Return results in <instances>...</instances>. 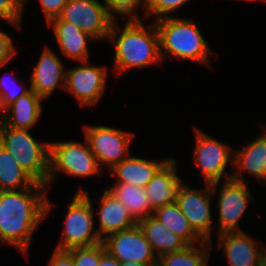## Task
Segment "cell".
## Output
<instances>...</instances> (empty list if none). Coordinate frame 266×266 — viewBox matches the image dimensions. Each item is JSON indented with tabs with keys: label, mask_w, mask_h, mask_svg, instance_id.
I'll return each instance as SVG.
<instances>
[{
	"label": "cell",
	"mask_w": 266,
	"mask_h": 266,
	"mask_svg": "<svg viewBox=\"0 0 266 266\" xmlns=\"http://www.w3.org/2000/svg\"><path fill=\"white\" fill-rule=\"evenodd\" d=\"M154 23L159 35L162 61L172 56L177 60L198 62L211 68L209 54L213 53V50L208 47L200 29L192 19L171 16L156 20Z\"/></svg>",
	"instance_id": "3957f363"
},
{
	"label": "cell",
	"mask_w": 266,
	"mask_h": 266,
	"mask_svg": "<svg viewBox=\"0 0 266 266\" xmlns=\"http://www.w3.org/2000/svg\"><path fill=\"white\" fill-rule=\"evenodd\" d=\"M104 244L89 247H75L67 250L73 258L74 266H99L100 256L105 251Z\"/></svg>",
	"instance_id": "f1b7e54d"
},
{
	"label": "cell",
	"mask_w": 266,
	"mask_h": 266,
	"mask_svg": "<svg viewBox=\"0 0 266 266\" xmlns=\"http://www.w3.org/2000/svg\"><path fill=\"white\" fill-rule=\"evenodd\" d=\"M27 0H0V20L20 30Z\"/></svg>",
	"instance_id": "f546056e"
},
{
	"label": "cell",
	"mask_w": 266,
	"mask_h": 266,
	"mask_svg": "<svg viewBox=\"0 0 266 266\" xmlns=\"http://www.w3.org/2000/svg\"><path fill=\"white\" fill-rule=\"evenodd\" d=\"M102 243L106 251L118 259L119 262L158 264V257L138 223L129 229L108 235L102 240Z\"/></svg>",
	"instance_id": "4fadbf2b"
},
{
	"label": "cell",
	"mask_w": 266,
	"mask_h": 266,
	"mask_svg": "<svg viewBox=\"0 0 266 266\" xmlns=\"http://www.w3.org/2000/svg\"><path fill=\"white\" fill-rule=\"evenodd\" d=\"M246 1H266V0H246Z\"/></svg>",
	"instance_id": "74e56055"
},
{
	"label": "cell",
	"mask_w": 266,
	"mask_h": 266,
	"mask_svg": "<svg viewBox=\"0 0 266 266\" xmlns=\"http://www.w3.org/2000/svg\"><path fill=\"white\" fill-rule=\"evenodd\" d=\"M64 66L59 56L45 46L28 80L31 90L43 99L50 98L58 87L64 90L67 69Z\"/></svg>",
	"instance_id": "9a60e30c"
},
{
	"label": "cell",
	"mask_w": 266,
	"mask_h": 266,
	"mask_svg": "<svg viewBox=\"0 0 266 266\" xmlns=\"http://www.w3.org/2000/svg\"><path fill=\"white\" fill-rule=\"evenodd\" d=\"M47 266H74L72 255L67 250L54 249Z\"/></svg>",
	"instance_id": "836d02e7"
},
{
	"label": "cell",
	"mask_w": 266,
	"mask_h": 266,
	"mask_svg": "<svg viewBox=\"0 0 266 266\" xmlns=\"http://www.w3.org/2000/svg\"><path fill=\"white\" fill-rule=\"evenodd\" d=\"M212 245L213 243L206 241L199 244V247L188 245L180 251L160 256L158 264L160 266H208L209 249H212Z\"/></svg>",
	"instance_id": "484cf974"
},
{
	"label": "cell",
	"mask_w": 266,
	"mask_h": 266,
	"mask_svg": "<svg viewBox=\"0 0 266 266\" xmlns=\"http://www.w3.org/2000/svg\"><path fill=\"white\" fill-rule=\"evenodd\" d=\"M217 250L222 253L229 266H264L266 246L252 238L246 231L224 232L217 235Z\"/></svg>",
	"instance_id": "5bb4252c"
},
{
	"label": "cell",
	"mask_w": 266,
	"mask_h": 266,
	"mask_svg": "<svg viewBox=\"0 0 266 266\" xmlns=\"http://www.w3.org/2000/svg\"><path fill=\"white\" fill-rule=\"evenodd\" d=\"M29 131L6 126L0 121V144L36 183L48 188L50 142L37 141Z\"/></svg>",
	"instance_id": "277c9868"
},
{
	"label": "cell",
	"mask_w": 266,
	"mask_h": 266,
	"mask_svg": "<svg viewBox=\"0 0 266 266\" xmlns=\"http://www.w3.org/2000/svg\"><path fill=\"white\" fill-rule=\"evenodd\" d=\"M262 133L251 142L242 145L241 149L234 150L233 168L231 179L247 183L244 177L247 173L261 180L266 165V125Z\"/></svg>",
	"instance_id": "2e32d148"
},
{
	"label": "cell",
	"mask_w": 266,
	"mask_h": 266,
	"mask_svg": "<svg viewBox=\"0 0 266 266\" xmlns=\"http://www.w3.org/2000/svg\"><path fill=\"white\" fill-rule=\"evenodd\" d=\"M190 0H148L146 18L153 16L154 21L171 17L175 12Z\"/></svg>",
	"instance_id": "4dcf8cb0"
},
{
	"label": "cell",
	"mask_w": 266,
	"mask_h": 266,
	"mask_svg": "<svg viewBox=\"0 0 266 266\" xmlns=\"http://www.w3.org/2000/svg\"><path fill=\"white\" fill-rule=\"evenodd\" d=\"M176 165V159L171 158L145 186L153 211L176 201L178 188L183 181L177 174Z\"/></svg>",
	"instance_id": "ffe728a7"
},
{
	"label": "cell",
	"mask_w": 266,
	"mask_h": 266,
	"mask_svg": "<svg viewBox=\"0 0 266 266\" xmlns=\"http://www.w3.org/2000/svg\"><path fill=\"white\" fill-rule=\"evenodd\" d=\"M141 20L130 19L123 26L115 20L112 24L107 40L115 46L113 71L117 77L131 68L162 63L156 25L145 26Z\"/></svg>",
	"instance_id": "7a4b0ae2"
},
{
	"label": "cell",
	"mask_w": 266,
	"mask_h": 266,
	"mask_svg": "<svg viewBox=\"0 0 266 266\" xmlns=\"http://www.w3.org/2000/svg\"><path fill=\"white\" fill-rule=\"evenodd\" d=\"M16 53L12 37L0 29V68L7 65Z\"/></svg>",
	"instance_id": "1f68e13d"
},
{
	"label": "cell",
	"mask_w": 266,
	"mask_h": 266,
	"mask_svg": "<svg viewBox=\"0 0 266 266\" xmlns=\"http://www.w3.org/2000/svg\"><path fill=\"white\" fill-rule=\"evenodd\" d=\"M221 183L220 190L217 193L218 234L244 231L239 226V221L246 212L247 205L254 200L248 182L229 179Z\"/></svg>",
	"instance_id": "7c38bea8"
},
{
	"label": "cell",
	"mask_w": 266,
	"mask_h": 266,
	"mask_svg": "<svg viewBox=\"0 0 266 266\" xmlns=\"http://www.w3.org/2000/svg\"><path fill=\"white\" fill-rule=\"evenodd\" d=\"M152 215L188 245H197L205 242L194 231L176 202L155 209Z\"/></svg>",
	"instance_id": "cb8c5ba5"
},
{
	"label": "cell",
	"mask_w": 266,
	"mask_h": 266,
	"mask_svg": "<svg viewBox=\"0 0 266 266\" xmlns=\"http://www.w3.org/2000/svg\"><path fill=\"white\" fill-rule=\"evenodd\" d=\"M220 182L205 183L201 189L192 188L182 183L177 191L176 203L187 218L194 231L206 242L212 244L213 216L212 197L217 192Z\"/></svg>",
	"instance_id": "ba28073f"
},
{
	"label": "cell",
	"mask_w": 266,
	"mask_h": 266,
	"mask_svg": "<svg viewBox=\"0 0 266 266\" xmlns=\"http://www.w3.org/2000/svg\"><path fill=\"white\" fill-rule=\"evenodd\" d=\"M107 190L126 206L130 215L137 223L153 214L145 188L116 182L115 185L107 188Z\"/></svg>",
	"instance_id": "603a6c76"
},
{
	"label": "cell",
	"mask_w": 266,
	"mask_h": 266,
	"mask_svg": "<svg viewBox=\"0 0 266 266\" xmlns=\"http://www.w3.org/2000/svg\"><path fill=\"white\" fill-rule=\"evenodd\" d=\"M79 64L66 69L64 90L72 94L80 106H93L105 94L107 67L95 66L88 61Z\"/></svg>",
	"instance_id": "8fae6325"
},
{
	"label": "cell",
	"mask_w": 266,
	"mask_h": 266,
	"mask_svg": "<svg viewBox=\"0 0 266 266\" xmlns=\"http://www.w3.org/2000/svg\"><path fill=\"white\" fill-rule=\"evenodd\" d=\"M59 17L98 41H107L112 24L116 20L106 4L99 0H68Z\"/></svg>",
	"instance_id": "30bf717a"
},
{
	"label": "cell",
	"mask_w": 266,
	"mask_h": 266,
	"mask_svg": "<svg viewBox=\"0 0 266 266\" xmlns=\"http://www.w3.org/2000/svg\"><path fill=\"white\" fill-rule=\"evenodd\" d=\"M47 190L35 183L18 191H0V242L12 245L26 257L34 231L53 206Z\"/></svg>",
	"instance_id": "6da1fadb"
},
{
	"label": "cell",
	"mask_w": 266,
	"mask_h": 266,
	"mask_svg": "<svg viewBox=\"0 0 266 266\" xmlns=\"http://www.w3.org/2000/svg\"><path fill=\"white\" fill-rule=\"evenodd\" d=\"M98 201L99 209L96 212L99 225L95 229L101 240L110 234L129 229L137 224L126 206L107 189L104 190L102 197Z\"/></svg>",
	"instance_id": "ac0fdd59"
},
{
	"label": "cell",
	"mask_w": 266,
	"mask_h": 266,
	"mask_svg": "<svg viewBox=\"0 0 266 266\" xmlns=\"http://www.w3.org/2000/svg\"><path fill=\"white\" fill-rule=\"evenodd\" d=\"M82 130L101 169L111 170L130 155L133 133L105 125H85Z\"/></svg>",
	"instance_id": "9c48e42d"
},
{
	"label": "cell",
	"mask_w": 266,
	"mask_h": 266,
	"mask_svg": "<svg viewBox=\"0 0 266 266\" xmlns=\"http://www.w3.org/2000/svg\"><path fill=\"white\" fill-rule=\"evenodd\" d=\"M172 157L153 160L129 155L126 159L116 164L111 169V176L117 178L119 183H127L142 188L152 180L155 174L171 159Z\"/></svg>",
	"instance_id": "44dd1931"
},
{
	"label": "cell",
	"mask_w": 266,
	"mask_h": 266,
	"mask_svg": "<svg viewBox=\"0 0 266 266\" xmlns=\"http://www.w3.org/2000/svg\"><path fill=\"white\" fill-rule=\"evenodd\" d=\"M89 193L82 187L76 191L64 219L62 237L55 249L69 250L75 247H89L101 243L95 227V212Z\"/></svg>",
	"instance_id": "5b68a950"
},
{
	"label": "cell",
	"mask_w": 266,
	"mask_h": 266,
	"mask_svg": "<svg viewBox=\"0 0 266 266\" xmlns=\"http://www.w3.org/2000/svg\"><path fill=\"white\" fill-rule=\"evenodd\" d=\"M120 266H154V265H146L129 261V262H120Z\"/></svg>",
	"instance_id": "d590c367"
},
{
	"label": "cell",
	"mask_w": 266,
	"mask_h": 266,
	"mask_svg": "<svg viewBox=\"0 0 266 266\" xmlns=\"http://www.w3.org/2000/svg\"><path fill=\"white\" fill-rule=\"evenodd\" d=\"M43 98L30 90L20 96L0 113V121L6 126L31 130L37 125L43 112Z\"/></svg>",
	"instance_id": "d6986e66"
},
{
	"label": "cell",
	"mask_w": 266,
	"mask_h": 266,
	"mask_svg": "<svg viewBox=\"0 0 266 266\" xmlns=\"http://www.w3.org/2000/svg\"><path fill=\"white\" fill-rule=\"evenodd\" d=\"M36 182L17 164L13 155L0 144V191H18Z\"/></svg>",
	"instance_id": "d4e9b609"
},
{
	"label": "cell",
	"mask_w": 266,
	"mask_h": 266,
	"mask_svg": "<svg viewBox=\"0 0 266 266\" xmlns=\"http://www.w3.org/2000/svg\"><path fill=\"white\" fill-rule=\"evenodd\" d=\"M10 76L7 75L6 77V73L0 76V112L31 90L30 86L29 88L25 85L22 87L20 81L13 79V73Z\"/></svg>",
	"instance_id": "83f0119b"
},
{
	"label": "cell",
	"mask_w": 266,
	"mask_h": 266,
	"mask_svg": "<svg viewBox=\"0 0 266 266\" xmlns=\"http://www.w3.org/2000/svg\"><path fill=\"white\" fill-rule=\"evenodd\" d=\"M108 7L110 14L118 19L116 15L130 19H140L137 14V9L143 7L144 18L147 14L148 0H103Z\"/></svg>",
	"instance_id": "4316f807"
},
{
	"label": "cell",
	"mask_w": 266,
	"mask_h": 266,
	"mask_svg": "<svg viewBox=\"0 0 266 266\" xmlns=\"http://www.w3.org/2000/svg\"><path fill=\"white\" fill-rule=\"evenodd\" d=\"M99 266H120V262L108 251H104L100 256Z\"/></svg>",
	"instance_id": "e575fe53"
},
{
	"label": "cell",
	"mask_w": 266,
	"mask_h": 266,
	"mask_svg": "<svg viewBox=\"0 0 266 266\" xmlns=\"http://www.w3.org/2000/svg\"><path fill=\"white\" fill-rule=\"evenodd\" d=\"M138 225L143 230L146 239L150 242L158 258L167 253L180 251L188 246L183 239L171 232L153 215L140 220Z\"/></svg>",
	"instance_id": "7402d4cb"
},
{
	"label": "cell",
	"mask_w": 266,
	"mask_h": 266,
	"mask_svg": "<svg viewBox=\"0 0 266 266\" xmlns=\"http://www.w3.org/2000/svg\"><path fill=\"white\" fill-rule=\"evenodd\" d=\"M195 133L194 162L199 167L204 182L213 184L229 180L232 173L226 172L227 166L233 167L234 149L222 141L209 136L197 127Z\"/></svg>",
	"instance_id": "52a82bcc"
},
{
	"label": "cell",
	"mask_w": 266,
	"mask_h": 266,
	"mask_svg": "<svg viewBox=\"0 0 266 266\" xmlns=\"http://www.w3.org/2000/svg\"><path fill=\"white\" fill-rule=\"evenodd\" d=\"M101 172L102 169L85 138L84 143L79 141L50 142L48 188L60 174L90 178L101 175Z\"/></svg>",
	"instance_id": "8992f818"
},
{
	"label": "cell",
	"mask_w": 266,
	"mask_h": 266,
	"mask_svg": "<svg viewBox=\"0 0 266 266\" xmlns=\"http://www.w3.org/2000/svg\"><path fill=\"white\" fill-rule=\"evenodd\" d=\"M47 25L52 28L64 57L77 62L89 61L88 41H96L92 36L60 17L51 19Z\"/></svg>",
	"instance_id": "e0dca14e"
},
{
	"label": "cell",
	"mask_w": 266,
	"mask_h": 266,
	"mask_svg": "<svg viewBox=\"0 0 266 266\" xmlns=\"http://www.w3.org/2000/svg\"><path fill=\"white\" fill-rule=\"evenodd\" d=\"M67 2L68 0H39L46 23L61 15Z\"/></svg>",
	"instance_id": "d6a6232c"
},
{
	"label": "cell",
	"mask_w": 266,
	"mask_h": 266,
	"mask_svg": "<svg viewBox=\"0 0 266 266\" xmlns=\"http://www.w3.org/2000/svg\"><path fill=\"white\" fill-rule=\"evenodd\" d=\"M261 181H263L266 184V165H265V169L263 172V178L261 179Z\"/></svg>",
	"instance_id": "8d00e7d4"
}]
</instances>
